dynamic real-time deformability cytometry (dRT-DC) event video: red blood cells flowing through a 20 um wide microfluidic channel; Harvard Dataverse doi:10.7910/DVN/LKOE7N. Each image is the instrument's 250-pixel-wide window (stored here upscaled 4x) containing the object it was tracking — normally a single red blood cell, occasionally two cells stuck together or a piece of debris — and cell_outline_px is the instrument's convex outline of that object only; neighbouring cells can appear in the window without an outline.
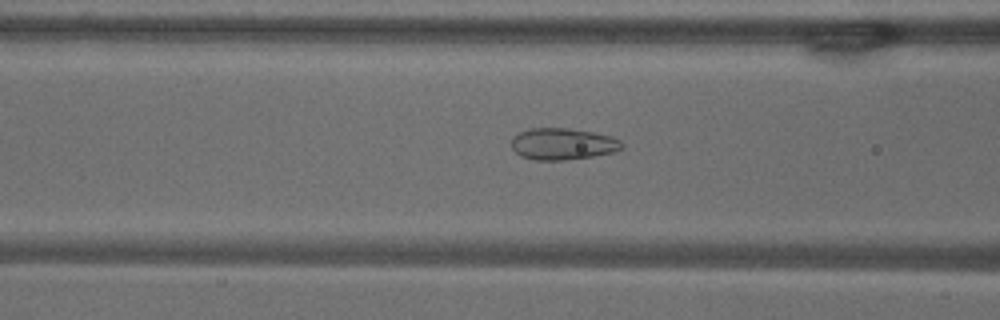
{"species": "common noctule bat (a hibernating species)", "species_latin": "Nyctalus noctula", "temperature_condition": "warm", "stored_images_in_passage": 54, "camera_frame_rate_fps": 3000, "um_per_image_px": 0.085, "animal": {"sex": "male", "body_mass_g": 18.8}, "frame": {"image": 1, "passage_image": 21, "time_ms": 6.667, "image_size_px": [1000, 320], "cell_outline_px": [[624, 148], [612, 152], [592, 156], [564, 160], [532, 160], [520, 156], [512, 148], [512, 136], [528, 128], [568, 128], [592, 132], [612, 136], [620, 140], [624, 144]], "centroid_in_image_um": [47.82, 12.23], "position_along_channel_um": 118.8, "area_um2": 20.46}}
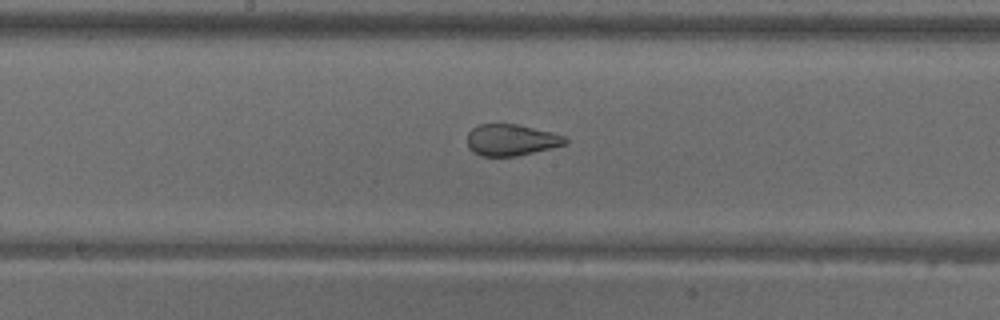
{"frame": {"image": 2, "passage_image": 28, "time_ms": 9.0, "image_size_px": [1000, 320], "cell_outline_px": [[568, 144], [516, 156], [480, 156], [472, 152], [468, 148], [468, 132], [472, 128], [480, 124], [516, 124], [552, 132], [564, 136], [568, 140]], "centroid_in_image_um": [43.44, 11.9], "position_along_channel_um": 204.8, "area_um2": 17.98}}
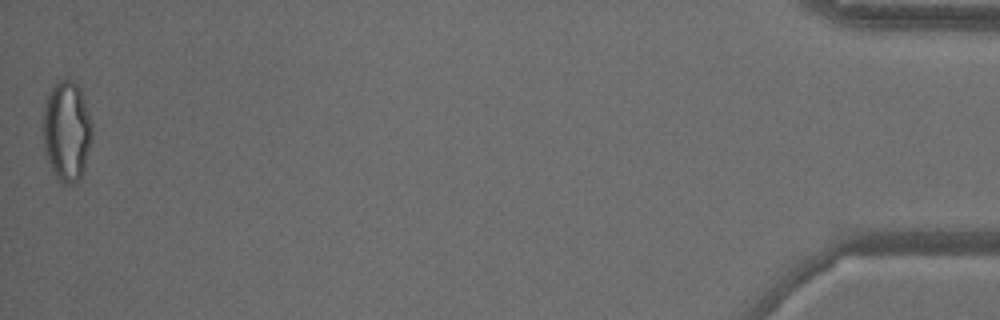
{"frame": {"image": 3, "passage_image": 54, "time_ms": 17.667, "image_size_px": [1000, 320], "cell_outline_px": [[92, 140], [84, 168], [80, 176], [72, 184], [60, 184], [56, 180], [52, 172], [44, 148], [40, 128], [44, 104], [48, 92], [60, 80], [72, 80], [76, 84], [80, 92], [92, 124]], "centroid_in_image_um": [5.62, 11.19], "position_along_channel_um": 429.6, "area_um2": 28.96}, "authors_computed_cell_mechanics": {"area_um2": 23.2067, "velocity_mm_per_s": 3.6765, "shape_relaxation_time_tau1_ms": null, "shape_relaxation_time_tau2_ms": 0.7158, "deformation_change_tau1": null, "deformation_change_tau2": 0.0702}}